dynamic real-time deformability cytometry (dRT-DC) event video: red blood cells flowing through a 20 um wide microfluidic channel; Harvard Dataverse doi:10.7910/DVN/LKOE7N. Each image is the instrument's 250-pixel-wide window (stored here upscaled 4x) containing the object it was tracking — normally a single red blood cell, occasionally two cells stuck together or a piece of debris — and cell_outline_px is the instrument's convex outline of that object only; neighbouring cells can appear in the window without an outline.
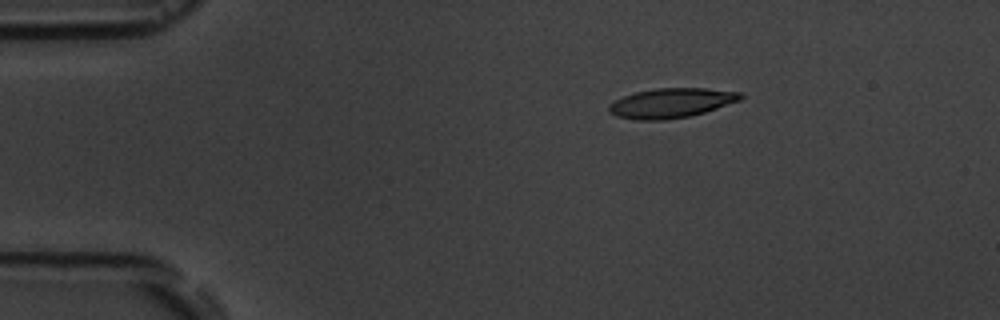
{"species": "common noctule bat (a hibernating species)", "species_latin": "Nyctalus noctula", "temperature_condition": "room temperature", "stored_images_in_passage": 3, "camera_frame_rate_fps": 3000, "um_per_image_px": 0.085, "animal": {"sex": "male", "body_mass_g": 19.5, "forearm_length_mm": 54.6}, "frame": {"image": 1, "passage_image": 1, "time_ms": 0.0, "image_size_px": [1000, 320], "cell_outline_px": [[744, 96], [740, 100], [704, 112], [688, 116], [664, 120], [636, 120], [616, 116], [608, 112], [608, 104], [624, 96], [636, 92], [656, 88], [704, 88], [740, 92]], "centroid_in_image_um": [57.02, 8.75], "position_along_channel_um": 28.0, "area_um2": 22.6}}